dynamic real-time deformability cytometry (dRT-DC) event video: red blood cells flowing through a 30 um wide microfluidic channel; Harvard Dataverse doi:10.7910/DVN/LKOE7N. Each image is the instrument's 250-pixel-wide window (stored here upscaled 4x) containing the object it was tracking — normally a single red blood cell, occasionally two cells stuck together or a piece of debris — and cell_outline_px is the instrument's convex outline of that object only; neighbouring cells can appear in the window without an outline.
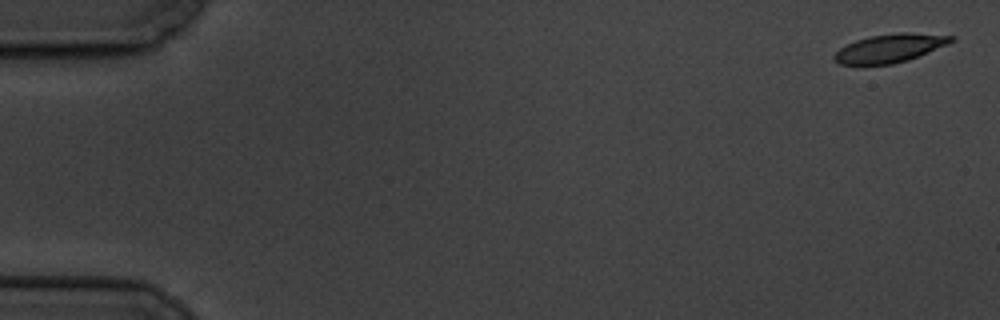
{"species": "common noctule bat (a hibernating species)", "species_latin": "Nyctalus noctula", "temperature_condition": "cold", "stored_images_in_passage": 8, "camera_frame_rate_fps": 3000, "um_per_image_px": 0.085, "animal": {"sex": "male", "body_mass_g": 19.5, "forearm_length_mm": 54.6}, "frame": {"image": 1, "passage_image": 1, "time_ms": 0.0, "image_size_px": [1000, 320], "cell_outline_px": [[956, 40], [948, 44], [908, 60], [892, 64], [840, 64], [832, 56], [840, 48], [856, 40], [868, 36], [900, 32], [908, 32], [956, 36]], "centroid_in_image_um": [75.68, 4.08], "position_along_channel_um": 9.3, "area_um2": 19.25}}
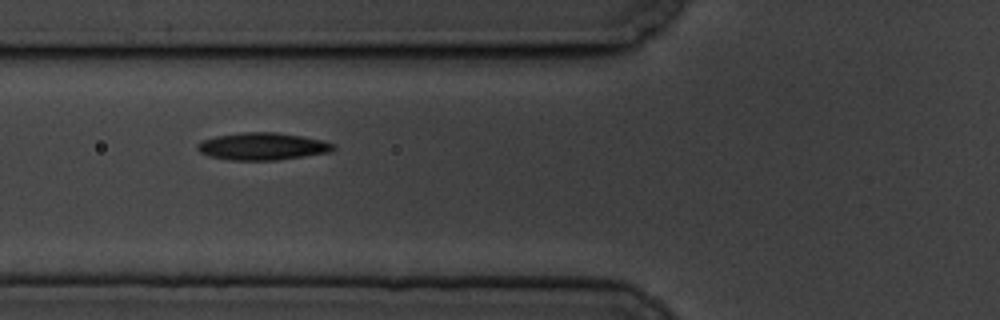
{"frame": {"image": 2, "passage_image": 7, "time_ms": 7.0, "image_size_px": [1000, 320], "cell_outline_px": [[336, 148], [332, 152], [276, 160], [228, 160], [208, 156], [200, 152], [196, 148], [196, 144], [204, 140], [216, 136], [244, 132], [276, 132], [324, 140], [336, 144]], "centroid_in_image_um": [22.34, 12.44], "position_along_channel_um": 103.5, "area_um2": 21.73}}
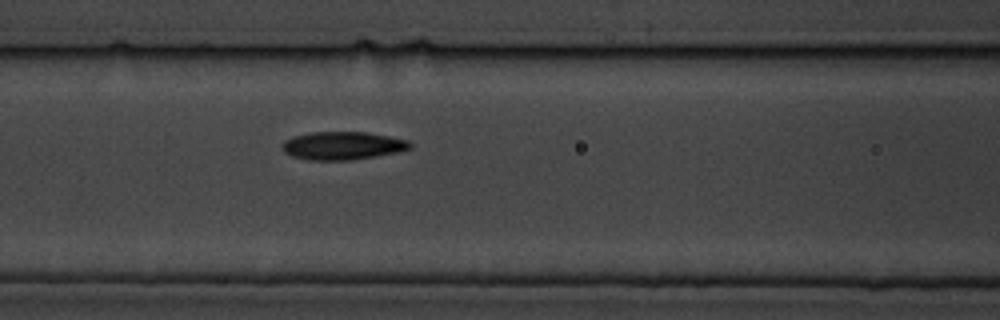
{"frame": {"image": 3, "passage_image": 8, "time_ms": 8.0, "image_size_px": [1000, 320], "cell_outline_px": [[412, 148], [400, 152], [352, 160], [308, 160], [292, 156], [284, 152], [284, 140], [292, 136], [312, 132], [368, 132], [408, 140], [412, 144]], "centroid_in_image_um": [29.16, 12.38], "position_along_channel_um": 137.4, "area_um2": 20.98}}